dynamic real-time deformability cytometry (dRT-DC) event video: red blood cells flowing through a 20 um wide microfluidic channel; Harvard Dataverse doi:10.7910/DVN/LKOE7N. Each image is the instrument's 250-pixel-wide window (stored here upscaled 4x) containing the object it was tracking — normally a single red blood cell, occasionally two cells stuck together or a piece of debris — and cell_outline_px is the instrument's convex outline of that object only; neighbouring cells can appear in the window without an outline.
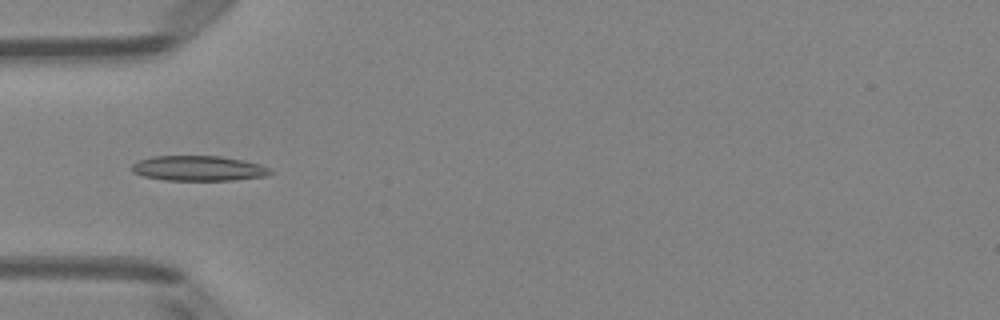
{"species": "Egyptian fruit bat (a non-hibernating species)", "species_latin": "Rousettus aegyptiacus", "temperature_condition": "room temperature", "stored_images_in_passage": 4, "camera_frame_rate_fps": 3000, "um_per_image_px": 0.085, "animal": {"sex": "female"}, "frame": {"image": 1, "passage_image": 4, "time_ms": 1.0, "image_size_px": [1000, 320], "cell_outline_px": [[272, 172], [268, 176], [232, 180], [164, 180], [144, 176], [132, 172], [132, 164], [136, 160], [152, 156], [220, 156], [244, 160], [260, 164], [268, 168]], "centroid_in_image_um": [16.85, 14.3], "position_along_channel_um": 68.1, "area_um2": 20.35}}